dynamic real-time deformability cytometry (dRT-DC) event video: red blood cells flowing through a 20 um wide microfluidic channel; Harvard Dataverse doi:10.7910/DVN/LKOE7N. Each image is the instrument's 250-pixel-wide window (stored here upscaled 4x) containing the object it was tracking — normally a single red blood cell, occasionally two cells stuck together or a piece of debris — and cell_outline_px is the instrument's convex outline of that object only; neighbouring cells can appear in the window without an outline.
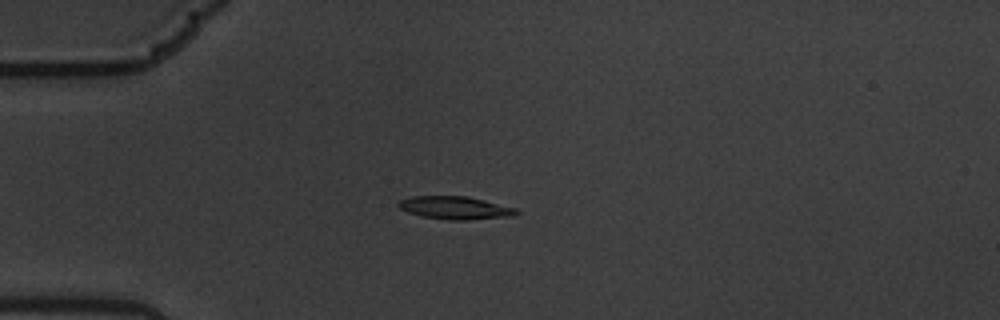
{"species": "common noctule bat (a hibernating species)", "species_latin": "Nyctalus noctula", "temperature_condition": "warm", "stored_images_in_passage": 11, "camera_frame_rate_fps": 3000, "um_per_image_px": 0.085, "animal": {"sex": "male", "body_mass_g": 19.5, "forearm_length_mm": 54.6}, "frame": {"image": 1, "passage_image": 2, "time_ms": 0.333, "image_size_px": [1000, 320], "cell_outline_px": [[520, 212], [512, 216], [468, 220], [448, 220], [420, 216], [408, 212], [400, 208], [396, 204], [400, 200], [412, 196], [468, 196], [516, 208]], "centroid_in_image_um": [38.68, 17.67], "position_along_channel_um": 46.3, "area_um2": 15.78}}
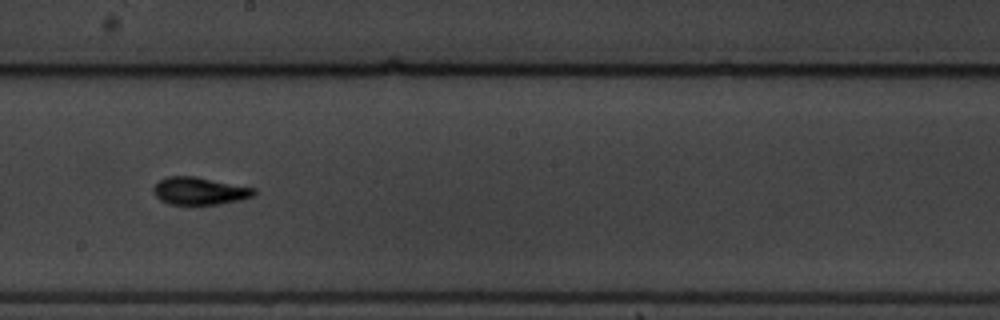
{"frame": {"image": 2, "passage_image": 7, "time_ms": 2.0, "image_size_px": [1000, 320], "cell_outline_px": [[256, 192], [252, 196], [240, 200], [216, 204], [168, 204], [160, 200], [156, 196], [152, 188], [160, 180], [168, 176], [192, 176], [256, 188]], "centroid_in_image_um": [16.94, 16.23], "position_along_channel_um": 231.3, "area_um2": 15.9}}
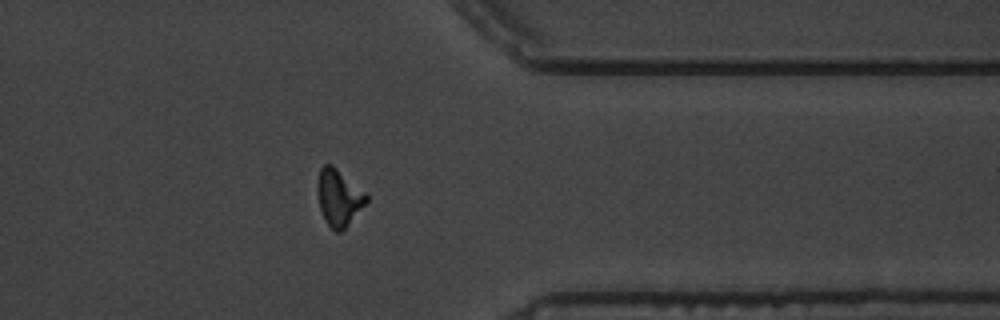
{"frame": {"image": 3, "passage_image": 11, "time_ms": 3.333, "image_size_px": [1000, 320], "cell_outline_px": [[368, 200], [348, 224], [340, 232], [336, 232], [328, 224], [320, 208], [316, 184], [320, 168], [324, 164], [332, 164], [364, 192], [368, 196]], "centroid_in_image_um": [28.77, 16.76], "position_along_channel_um": 382.6, "area_um2": 15.72}}